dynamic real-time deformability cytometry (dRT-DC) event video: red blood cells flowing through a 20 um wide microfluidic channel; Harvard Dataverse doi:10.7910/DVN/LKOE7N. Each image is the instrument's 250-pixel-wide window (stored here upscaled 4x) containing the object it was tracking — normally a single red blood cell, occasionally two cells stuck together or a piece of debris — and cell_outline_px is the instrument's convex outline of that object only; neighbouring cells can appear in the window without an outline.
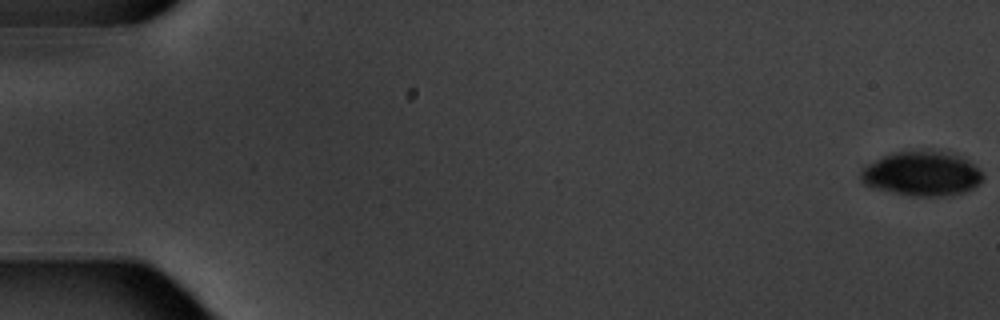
{"species": "common noctule bat (a hibernating species)", "species_latin": "Nyctalus noctula", "temperature_condition": "warm", "stored_images_in_passage": 6, "camera_frame_rate_fps": 3000, "um_per_image_px": 0.085, "animal": {"sex": "male", "body_mass_g": 20.1, "forearm_length_mm": 53.5}, "frame": {"image": 1, "passage_image": 1, "time_ms": 0.0, "image_size_px": [1000, 320], "cell_outline_px": [[984, 180], [972, 188], [964, 192], [940, 196], [912, 196], [892, 192], [876, 188], [864, 184], [860, 180], [860, 172], [868, 164], [884, 156], [896, 152], [956, 152], [964, 156], [980, 168], [984, 176]], "centroid_in_image_um": [78.43, 14.77], "position_along_channel_um": 6.6, "area_um2": 31.56}}